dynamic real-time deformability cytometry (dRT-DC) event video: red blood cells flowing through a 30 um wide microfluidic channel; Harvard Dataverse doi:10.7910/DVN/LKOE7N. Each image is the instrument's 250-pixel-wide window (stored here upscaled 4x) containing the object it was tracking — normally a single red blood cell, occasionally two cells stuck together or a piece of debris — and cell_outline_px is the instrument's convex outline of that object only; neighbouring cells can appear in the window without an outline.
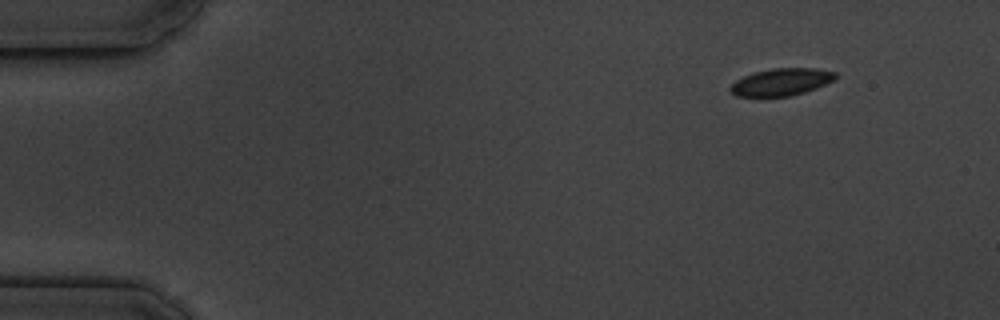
{"species": "common noctule bat (a hibernating species)", "species_latin": "Nyctalus noctula", "temperature_condition": "cold", "stored_images_in_passage": 4, "camera_frame_rate_fps": 3000, "um_per_image_px": 0.085, "animal": {"sex": "male", "body_mass_g": 19.5, "forearm_length_mm": 54.6}, "frame": {"image": 1, "passage_image": 1, "time_ms": 0.0, "image_size_px": [1000, 320], "cell_outline_px": [[836, 80], [816, 88], [804, 92], [788, 96], [736, 96], [728, 88], [736, 80], [752, 72], [772, 68], [816, 68], [836, 72]], "centroid_in_image_um": [66.42, 6.95], "position_along_channel_um": 18.6, "area_um2": 16.7}}